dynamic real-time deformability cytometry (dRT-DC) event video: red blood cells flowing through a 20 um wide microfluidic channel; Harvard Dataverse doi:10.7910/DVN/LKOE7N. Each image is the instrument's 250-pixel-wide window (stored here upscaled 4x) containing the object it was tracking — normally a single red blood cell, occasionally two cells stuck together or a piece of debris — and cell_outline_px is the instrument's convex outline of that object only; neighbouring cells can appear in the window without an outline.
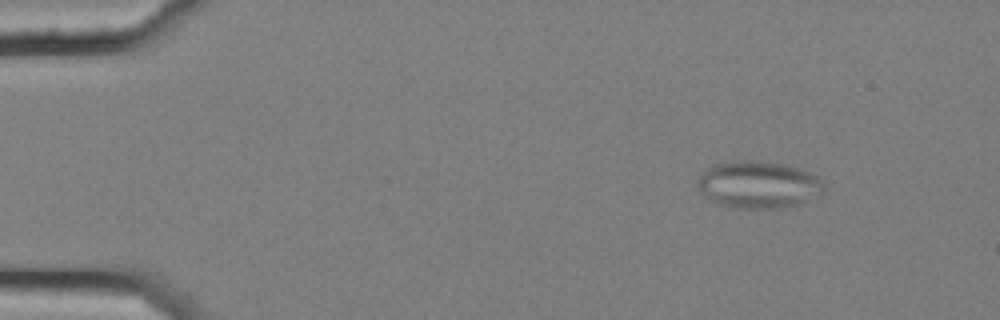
{"species": "common noctule bat (a hibernating species)", "species_latin": "Nyctalus noctula", "temperature_condition": "cold", "stored_images_in_passage": 5, "camera_frame_rate_fps": 3000, "um_per_image_px": 0.085, "animal": {"sex": "female", "body_mass_g": 25.1}, "frame": {"image": 1, "passage_image": 2, "time_ms": 0.333, "image_size_px": [1000, 320], "cell_outline_px": [[824, 192], [820, 196], [800, 204], [788, 208], [736, 208], [720, 204], [712, 200], [700, 192], [696, 188], [696, 180], [712, 164], [744, 160], [752, 160], [784, 164], [800, 168], [816, 176], [824, 184]], "centroid_in_image_um": [64.48, 15.71], "position_along_channel_um": 20.5, "area_um2": 34.97}}
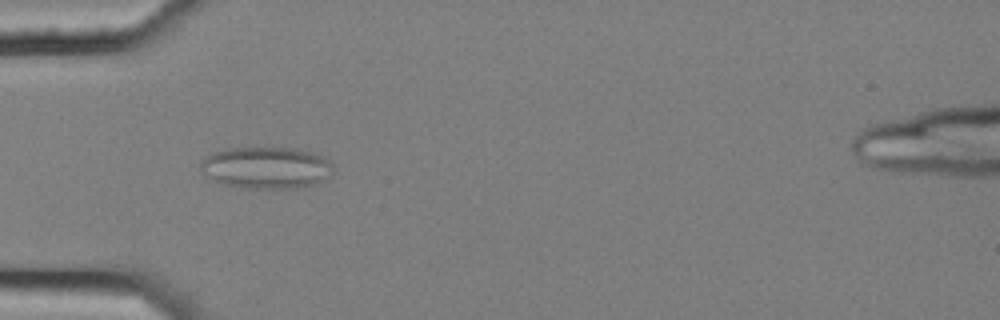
{"frame": {"image": 2, "passage_image": 5, "time_ms": 1.333, "image_size_px": [1000, 320], "cell_outline_px": [[332, 176], [312, 184], [296, 188], [248, 188], [224, 184], [216, 180], [204, 172], [200, 168], [200, 164], [212, 152], [228, 148], [296, 148], [312, 152], [328, 160], [332, 164]], "centroid_in_image_um": [22.67, 14.24], "position_along_channel_um": 62.3, "area_um2": 31.85}}